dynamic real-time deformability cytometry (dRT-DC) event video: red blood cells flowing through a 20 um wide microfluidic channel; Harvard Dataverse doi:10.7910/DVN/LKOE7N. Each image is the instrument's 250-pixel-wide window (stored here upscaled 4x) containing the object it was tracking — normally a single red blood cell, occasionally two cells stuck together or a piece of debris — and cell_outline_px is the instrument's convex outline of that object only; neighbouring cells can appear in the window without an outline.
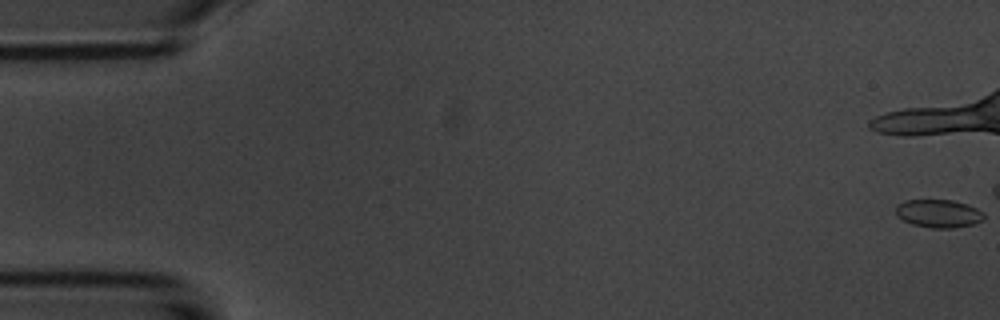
{"species": "common noctule bat (a hibernating species)", "species_latin": "Nyctalus noctula", "temperature_condition": "room temperature", "stored_images_in_passage": 14, "camera_frame_rate_fps": 3000, "um_per_image_px": 0.085, "animal": {"sex": "male", "body_mass_g": 20.1, "forearm_length_mm": 53.5}, "frame": {"image": 1, "passage_image": 1, "time_ms": 0.0, "image_size_px": [1000, 320], "cell_outline_px": [[984, 220], [972, 224], [952, 228], [932, 228], [912, 224], [896, 216], [896, 204], [904, 200], [952, 200], [968, 204], [984, 212]], "centroid_in_image_um": [79.77, 18.14], "position_along_channel_um": 5.2, "area_um2": 14.51}}